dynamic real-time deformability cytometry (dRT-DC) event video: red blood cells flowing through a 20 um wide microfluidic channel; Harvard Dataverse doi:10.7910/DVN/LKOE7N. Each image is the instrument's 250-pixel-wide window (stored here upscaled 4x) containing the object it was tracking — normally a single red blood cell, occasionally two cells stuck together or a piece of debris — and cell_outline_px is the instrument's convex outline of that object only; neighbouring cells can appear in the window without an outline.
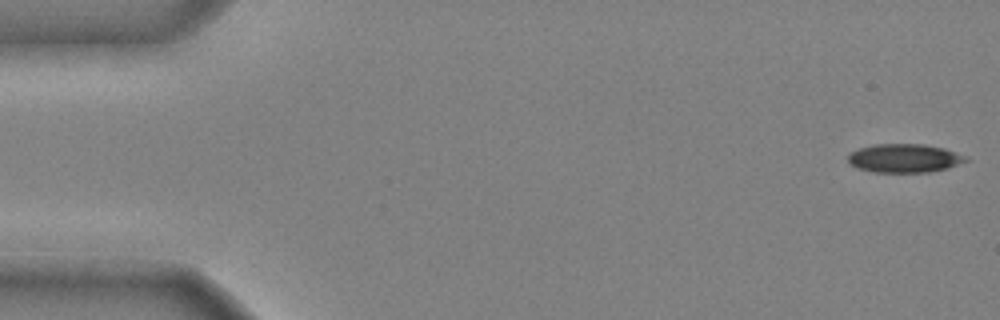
{"species": "common noctule bat (a hibernating species)", "species_latin": "Nyctalus noctula", "temperature_condition": "cold", "stored_images_in_passage": 47, "camera_frame_rate_fps": 3000, "um_per_image_px": 0.085, "animal": {"sex": "male", "body_mass_g": 20.4}, "frame": {"image": 1, "passage_image": 1, "time_ms": 0.0, "image_size_px": [1000, 320], "cell_outline_px": [[968, 160], [948, 168], [928, 172], [872, 172], [856, 168], [848, 160], [848, 152], [860, 148], [876, 144], [924, 144], [944, 148], [964, 156]], "centroid_in_image_um": [76.83, 13.45], "position_along_channel_um": 8.2, "area_um2": 19.54}}
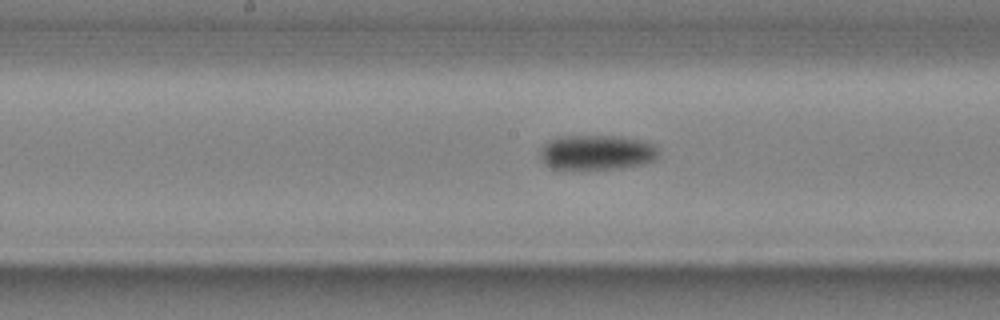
{"frame": {"image": 2, "passage_image": 25, "time_ms": 8.0, "image_size_px": [1000, 320], "cell_outline_px": [[660, 152], [656, 160], [624, 168], [552, 168], [544, 164], [540, 156], [540, 148], [548, 140], [556, 136], [620, 136], [644, 140], [652, 144]], "centroid_in_image_um": [50.72, 12.93], "position_along_channel_um": 197.5, "area_um2": 24.16}}
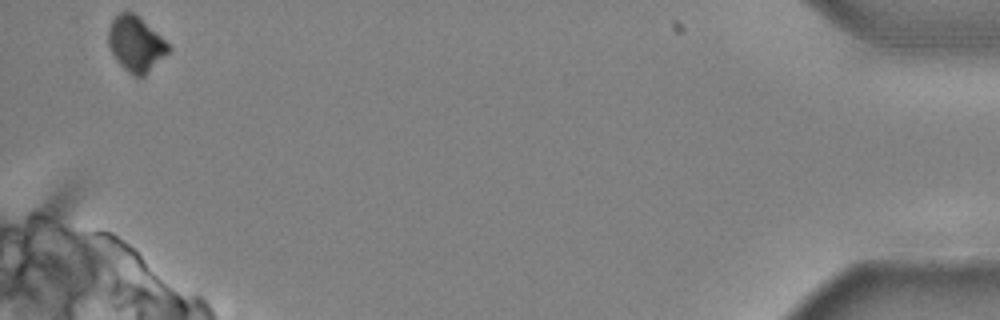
{"frame": {"image": 3, "passage_image": 47, "time_ms": 15.333, "image_size_px": [1000, 320], "cell_outline_px": [[172, 48], [144, 76], [132, 76], [120, 64], [112, 52], [108, 44], [108, 28], [112, 20], [120, 12], [132, 12], [160, 36]], "centroid_in_image_um": [11.52, 3.74], "position_along_channel_um": 423.7, "area_um2": 18.79}, "authors_computed_cell_mechanics": {"area_um2": 21.9062, "velocity_mm_per_s": 3.9843, "shape_relaxation_time_tau1_ms": 2.9782, "shape_relaxation_time_tau2_ms": null, "deformation_change_tau1": 0.113, "deformation_change_tau2": null}}